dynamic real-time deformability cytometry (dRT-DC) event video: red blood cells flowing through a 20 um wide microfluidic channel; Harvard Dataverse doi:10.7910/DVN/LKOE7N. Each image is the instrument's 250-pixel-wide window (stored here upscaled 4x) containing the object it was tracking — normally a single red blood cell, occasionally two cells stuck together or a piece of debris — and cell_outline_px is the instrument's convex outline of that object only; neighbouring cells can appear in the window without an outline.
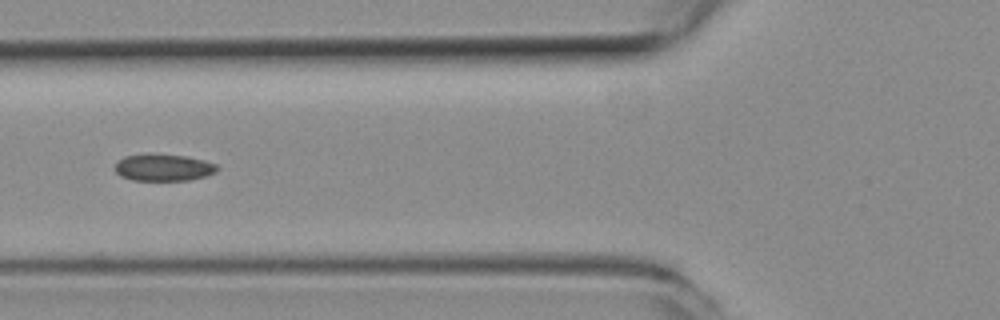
{"species": "common noctule bat (a hibernating species)", "species_latin": "Nyctalus noctula", "temperature_condition": "room temperature", "stored_images_in_passage": 40, "camera_frame_rate_fps": 3000, "um_per_image_px": 0.085, "animal": {"sex": "female", "body_mass_g": 19.3, "forearm_length_mm": 54.1}, "frame": {"image": 1, "passage_image": 9, "time_ms": 2.667, "image_size_px": [1000, 320], "cell_outline_px": [[220, 168], [216, 172], [208, 176], [188, 180], [132, 180], [120, 176], [112, 168], [124, 156], [188, 156], [204, 160], [216, 164]], "centroid_in_image_um": [13.94, 14.28], "position_along_channel_um": 111.9, "area_um2": 15.61}}
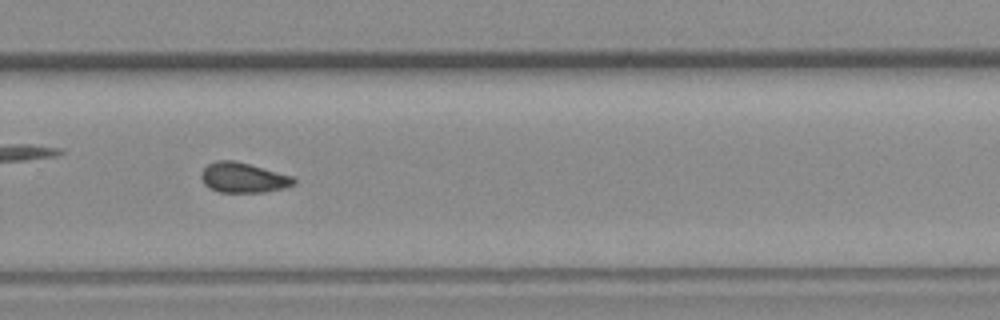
{"frame": {"image": 2, "passage_image": 24, "time_ms": 7.667, "image_size_px": [1000, 320], "cell_outline_px": [[296, 184], [284, 188], [264, 192], [220, 192], [208, 188], [204, 184], [200, 176], [200, 172], [208, 164], [216, 160], [232, 160], [248, 164], [292, 176], [296, 180]], "centroid_in_image_um": [20.65, 15.11], "position_along_channel_um": 309.2, "area_um2": 16.18}}
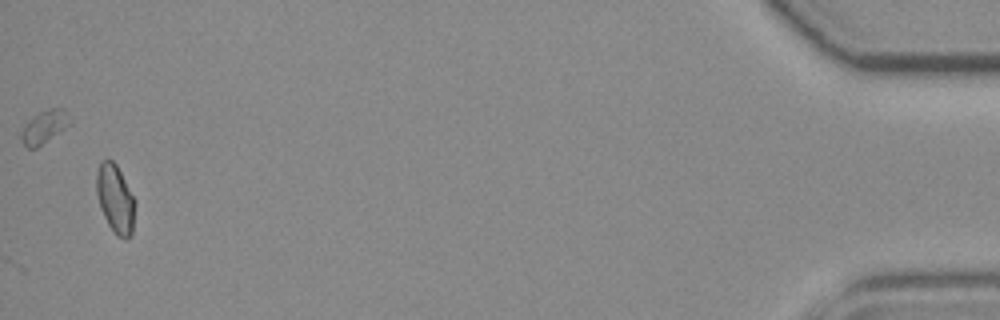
{"frame": {"image": 3, "passage_image": 40, "time_ms": 13.0, "image_size_px": [1000, 320], "cell_outline_px": [[136, 204], [132, 236], [124, 240], [116, 236], [112, 232], [100, 208], [96, 192], [96, 172], [100, 160], [112, 160], [116, 164], [136, 200]], "centroid_in_image_um": [9.81, 16.94], "position_along_channel_um": 425.4, "area_um2": 15.84}}